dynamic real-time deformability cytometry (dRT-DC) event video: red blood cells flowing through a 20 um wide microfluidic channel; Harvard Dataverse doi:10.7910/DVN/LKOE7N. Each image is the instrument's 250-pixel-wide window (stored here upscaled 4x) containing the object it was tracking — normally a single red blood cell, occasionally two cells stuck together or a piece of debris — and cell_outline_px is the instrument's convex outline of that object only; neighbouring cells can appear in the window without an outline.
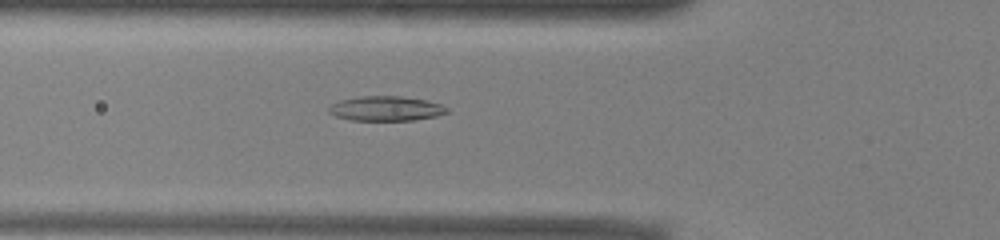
{"species": "common noctule bat (a hibernating species)", "species_latin": "Nyctalus noctula", "temperature_condition": "warm", "stored_images_in_passage": 51, "camera_frame_rate_fps": 3000, "um_per_image_px": 0.085, "animal": {"sex": "male", "body_mass_g": 13.0, "forearm_length_mm": 53.1}, "frame": {"image": 1, "passage_image": 18, "time_ms": 5.667, "image_size_px": [1000, 240], "cell_outline_px": [[448, 112], [436, 116], [412, 120], [352, 120], [336, 116], [328, 112], [328, 108], [332, 104], [340, 100], [360, 96], [400, 96], [424, 100], [440, 104], [448, 108]], "centroid_in_image_um": [32.79, 9.22], "position_along_channel_um": 93.0, "area_um2": 16.82}}
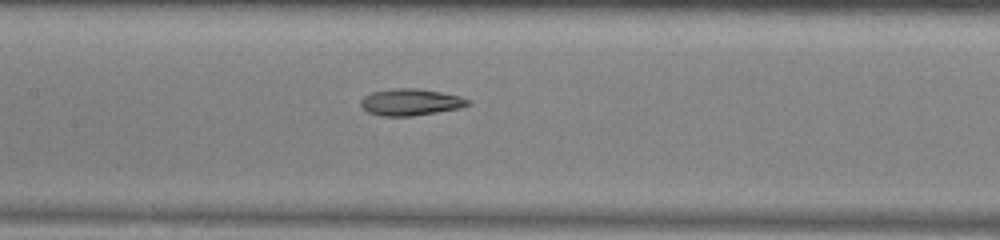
{"frame": {"image": 2, "passage_image": 24, "time_ms": 7.667, "image_size_px": [1000, 240], "cell_outline_px": [[472, 104], [460, 108], [412, 116], [384, 116], [368, 112], [360, 104], [360, 100], [364, 96], [372, 92], [392, 88], [416, 88], [440, 92], [460, 96], [472, 100]], "centroid_in_image_um": [34.93, 8.67], "position_along_channel_um": 172.5, "area_um2": 16.7}}
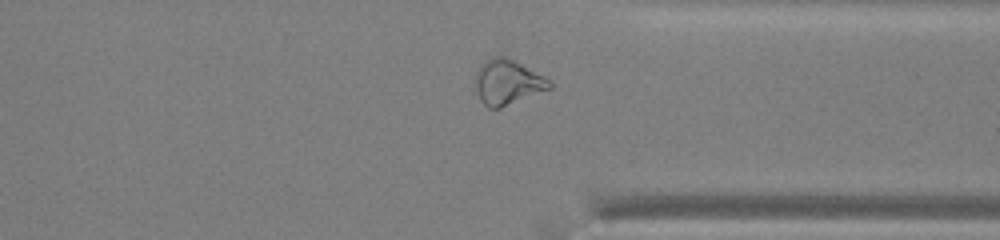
{"frame": {"image": 3, "passage_image": 39, "time_ms": 12.667, "image_size_px": [1000, 240], "cell_outline_px": [[552, 88], [500, 108], [488, 108], [480, 100], [476, 88], [476, 72], [480, 64], [484, 60], [492, 56], [504, 56], [552, 80]], "centroid_in_image_um": [43.14, 6.98], "position_along_channel_um": 368.3, "area_um2": 19.36}, "authors_computed_cell_mechanics": {"area_um2": 18.9006, "velocity_mm_per_s": 3.9497, "shape_relaxation_time_tau1_ms": null, "shape_relaxation_time_tau2_ms": 2.4501, "deformation_change_tau1": null, "deformation_change_tau2": 0.0979}}